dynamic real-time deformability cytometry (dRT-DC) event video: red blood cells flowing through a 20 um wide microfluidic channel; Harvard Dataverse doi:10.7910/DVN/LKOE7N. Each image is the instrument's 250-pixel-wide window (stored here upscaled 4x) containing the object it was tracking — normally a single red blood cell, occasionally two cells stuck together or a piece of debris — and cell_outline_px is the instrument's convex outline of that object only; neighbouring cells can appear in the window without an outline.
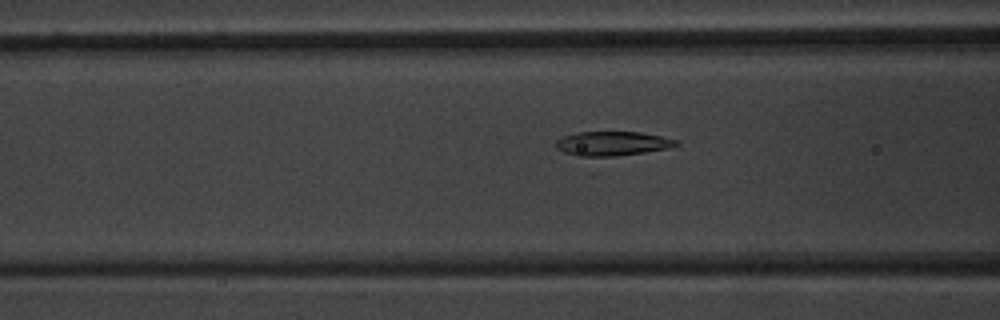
{"species": "common noctule bat (a hibernating species)", "species_latin": "Nyctalus noctula", "temperature_condition": "warm", "stored_images_in_passage": 52, "camera_frame_rate_fps": 3000, "um_per_image_px": 0.085, "animal": {"sex": "male", "body_mass_g": 20.1, "forearm_length_mm": 53.5}, "frame": {"image": 1, "passage_image": 21, "time_ms": 6.667, "image_size_px": [1000, 320], "cell_outline_px": [[680, 144], [596, 176], [556, 148], [556, 140], [564, 136], [576, 132], [640, 132], [680, 140]], "centroid_in_image_um": [51.96, 12.63], "position_along_channel_um": 114.6, "area_um2": 23.99}}
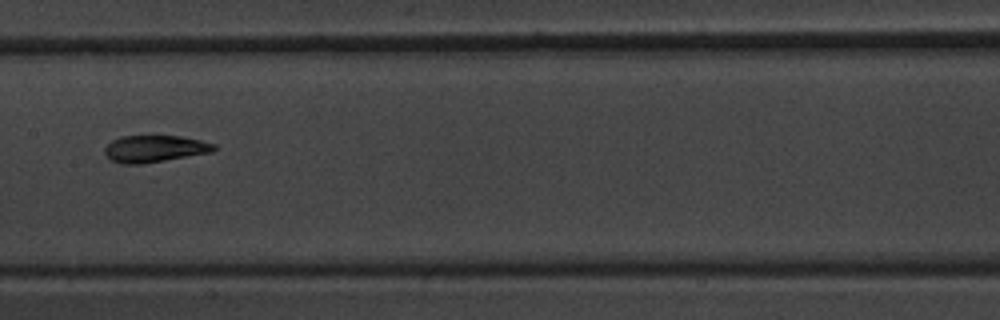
{"frame": {"image": 2, "passage_image": 27, "time_ms": 8.667, "image_size_px": [1000, 320], "cell_outline_px": [[216, 148], [212, 152], [140, 164], [120, 164], [112, 160], [104, 152], [104, 148], [112, 140], [120, 136], [180, 136], [200, 140], [216, 144]], "centroid_in_image_um": [13.13, 12.64], "position_along_channel_um": 194.3, "area_um2": 16.99}}
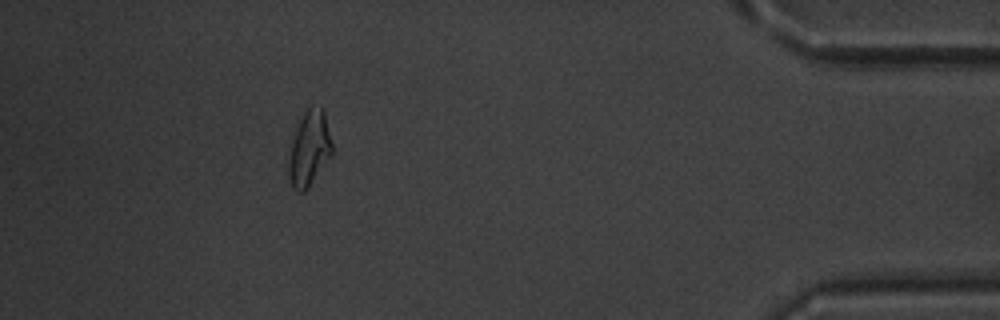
{"frame": {"image": 3, "passage_image": 47, "time_ms": 15.333, "image_size_px": [1000, 320], "cell_outline_px": [[332, 152], [308, 188], [304, 192], [300, 192], [292, 188], [288, 172], [288, 164], [292, 136], [304, 112], [312, 104], [320, 104], [324, 112], [332, 144]], "centroid_in_image_um": [26.27, 12.59], "position_along_channel_um": 408.9, "area_um2": 18.84}}